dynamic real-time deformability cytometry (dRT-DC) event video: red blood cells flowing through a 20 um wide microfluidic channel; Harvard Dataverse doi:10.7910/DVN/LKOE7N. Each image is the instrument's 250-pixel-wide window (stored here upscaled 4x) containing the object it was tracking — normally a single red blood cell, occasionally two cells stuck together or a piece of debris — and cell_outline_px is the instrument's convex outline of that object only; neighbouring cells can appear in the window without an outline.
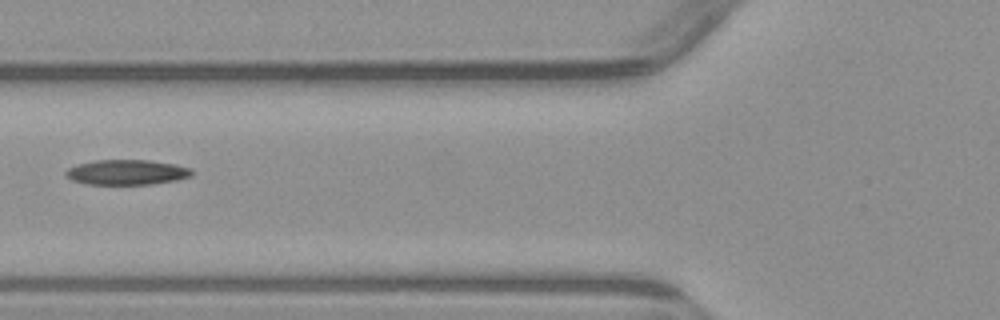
{"species": "common noctule bat (a hibernating species)", "species_latin": "Nyctalus noctula", "temperature_condition": "warm", "stored_images_in_passage": 6, "camera_frame_rate_fps": 3000, "um_per_image_px": 0.085, "animal": {"sex": "male", "body_mass_g": 23.1, "forearm_length_mm": 52.7}, "frame": {"image": 1, "passage_image": 5, "time_ms": 6.0, "image_size_px": [1000, 320], "cell_outline_px": [[192, 176], [176, 180], [152, 184], [88, 184], [72, 180], [64, 176], [64, 172], [68, 168], [76, 164], [96, 160], [148, 160], [176, 164], [192, 168]], "centroid_in_image_um": [10.76, 14.63], "position_along_channel_um": 115.0, "area_um2": 18.55}}
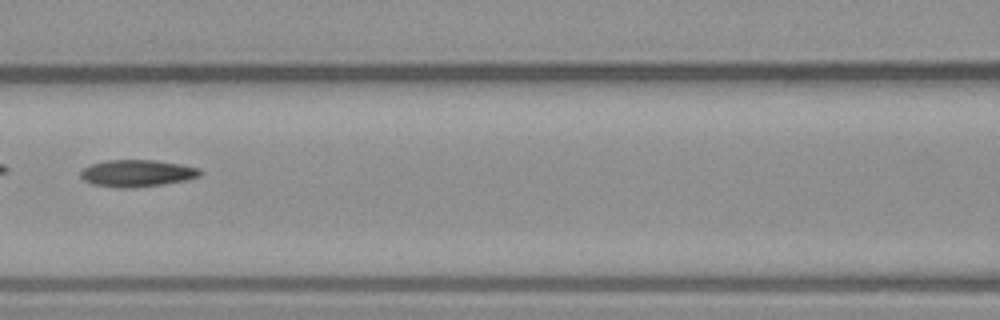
{"frame": {"image": 2, "passage_image": 6, "time_ms": 7.0, "image_size_px": [1000, 320], "cell_outline_px": [[204, 172], [200, 176], [188, 180], [164, 184], [132, 188], [116, 188], [92, 184], [84, 180], [80, 176], [80, 172], [84, 168], [92, 164], [104, 160], [156, 160], [180, 164], [200, 168]], "centroid_in_image_um": [11.68, 14.73], "position_along_channel_um": 154.9, "area_um2": 19.02}}